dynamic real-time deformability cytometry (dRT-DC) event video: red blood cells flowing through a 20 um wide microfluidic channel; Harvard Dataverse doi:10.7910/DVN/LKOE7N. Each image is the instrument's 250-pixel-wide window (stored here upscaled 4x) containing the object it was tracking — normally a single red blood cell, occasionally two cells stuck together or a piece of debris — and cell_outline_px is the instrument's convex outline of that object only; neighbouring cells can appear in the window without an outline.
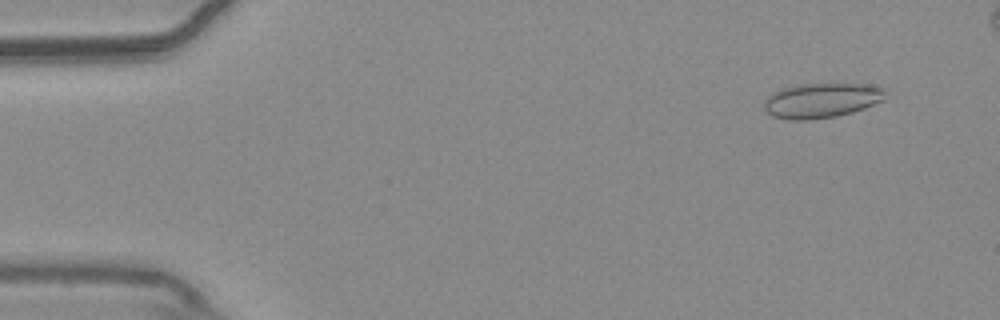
{"species": "common noctule bat (a hibernating species)", "species_latin": "Nyctalus noctula", "temperature_condition": "warm", "stored_images_in_passage": 52, "camera_frame_rate_fps": 3000, "um_per_image_px": 0.085, "animal": {"sex": "male", "body_mass_g": 20.4}, "frame": {"image": 1, "passage_image": 4, "time_ms": 1.0, "image_size_px": [1000, 320], "cell_outline_px": [[888, 88], [884, 100], [864, 108], [852, 112], [836, 116], [808, 120], [788, 120], [772, 116], [764, 108], [764, 104], [768, 96], [772, 92], [784, 88], [800, 84], [872, 84]], "centroid_in_image_um": [69.88, 8.53], "position_along_channel_um": 15.1, "area_um2": 24.8}}
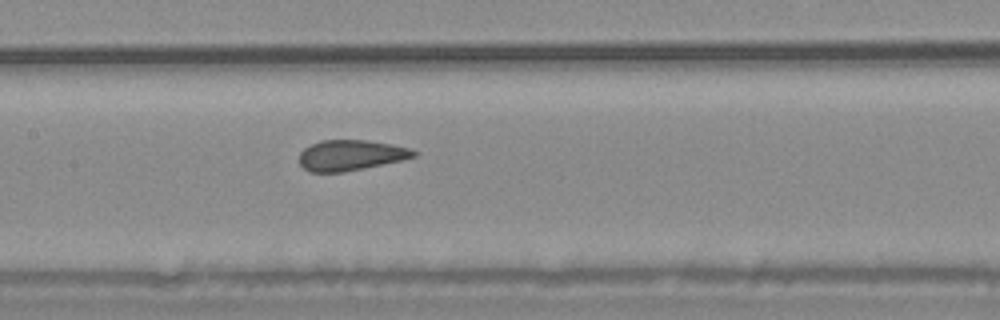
{"frame": {"image": 2, "passage_image": 26, "time_ms": 8.333, "image_size_px": [1000, 320], "cell_outline_px": [[420, 152], [416, 156], [404, 160], [344, 172], [308, 172], [300, 164], [300, 152], [304, 148], [320, 140], [364, 140], [392, 144], [412, 148]], "centroid_in_image_um": [29.86, 13.19], "position_along_channel_um": 177.5, "area_um2": 20.58}}
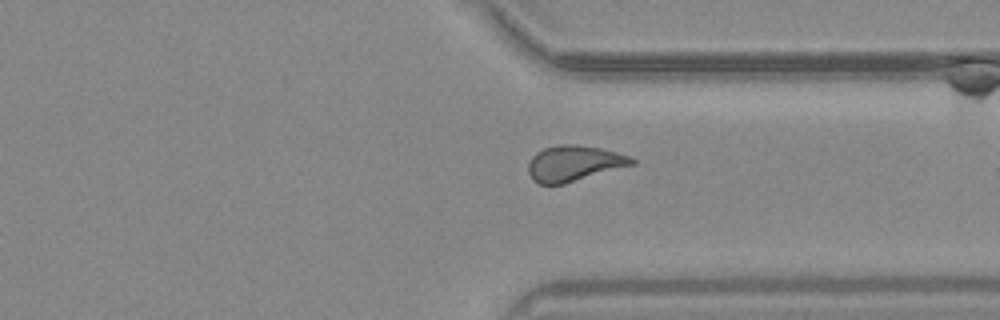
{"frame": {"image": 3, "passage_image": 41, "time_ms": 13.333, "image_size_px": [1000, 320], "cell_outline_px": [[636, 164], [564, 184], [540, 184], [532, 180], [528, 172], [528, 164], [532, 156], [536, 152], [544, 148], [560, 144], [576, 144], [600, 148], [632, 156], [636, 160]], "centroid_in_image_um": [48.8, 13.88], "position_along_channel_um": 362.6, "area_um2": 21.73}}